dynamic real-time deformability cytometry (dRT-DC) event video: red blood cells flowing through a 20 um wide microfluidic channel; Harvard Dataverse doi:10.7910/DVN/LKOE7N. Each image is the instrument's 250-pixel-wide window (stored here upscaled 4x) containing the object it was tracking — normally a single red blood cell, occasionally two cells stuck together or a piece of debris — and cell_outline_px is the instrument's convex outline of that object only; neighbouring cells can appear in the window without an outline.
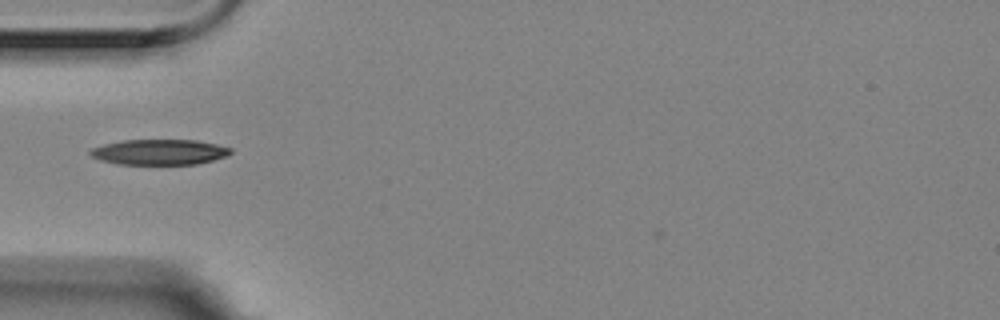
{"species": "Egyptian fruit bat (a non-hibernating species)", "species_latin": "Rousettus aegyptiacus", "temperature_condition": "room temperature", "stored_images_in_passage": 1, "camera_frame_rate_fps": 3000, "um_per_image_px": 0.085, "animal": {"sex": "female"}, "frame": {"image": 1, "passage_image": 1, "time_ms": 0.0, "image_size_px": [1000, 320], "cell_outline_px": [[232, 152], [228, 156], [196, 164], [116, 164], [100, 160], [92, 156], [88, 152], [92, 148], [104, 144], [120, 140], [196, 140], [216, 144], [232, 148]], "centroid_in_image_um": [13.55, 12.92], "position_along_channel_um": 71.5, "area_um2": 20.87}}